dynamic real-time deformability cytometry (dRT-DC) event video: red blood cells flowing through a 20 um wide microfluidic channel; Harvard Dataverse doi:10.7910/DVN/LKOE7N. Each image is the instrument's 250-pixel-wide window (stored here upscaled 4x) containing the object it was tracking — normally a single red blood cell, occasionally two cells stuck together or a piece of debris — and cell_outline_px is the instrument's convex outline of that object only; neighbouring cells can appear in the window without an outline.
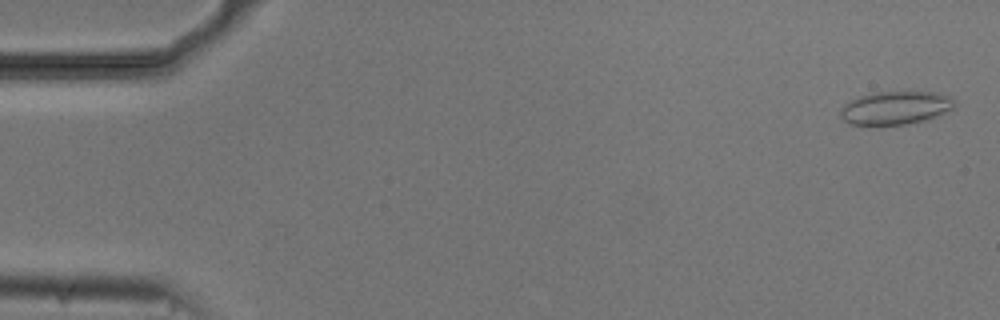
{"species": "common noctule bat (a hibernating species)", "species_latin": "Nyctalus noctula", "temperature_condition": "cold", "stored_images_in_passage": 54, "camera_frame_rate_fps": 3000, "um_per_image_px": 0.085, "animal": {"sex": "male", "body_mass_g": 20.5, "forearm_length_mm": 52.5}, "frame": {"image": 1, "passage_image": 2, "time_ms": 0.333, "image_size_px": [1000, 320], "cell_outline_px": [[956, 104], [952, 108], [928, 120], [904, 124], [848, 124], [840, 116], [840, 112], [852, 100], [860, 96], [872, 92], [936, 92], [952, 96]], "centroid_in_image_um": [76.17, 9.16], "position_along_channel_um": 8.8, "area_um2": 21.79}}
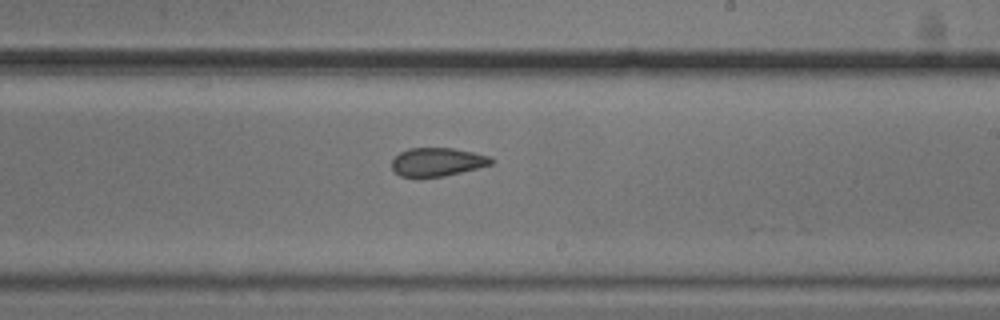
{"frame": {"image": 2, "passage_image": 32, "time_ms": 10.333, "image_size_px": [1000, 320], "cell_outline_px": [[492, 164], [444, 176], [416, 180], [400, 176], [392, 168], [392, 160], [400, 152], [408, 148], [452, 148], [472, 152], [488, 156], [492, 160]], "centroid_in_image_um": [37.09, 13.8], "position_along_channel_um": 251.9, "area_um2": 16.7}}
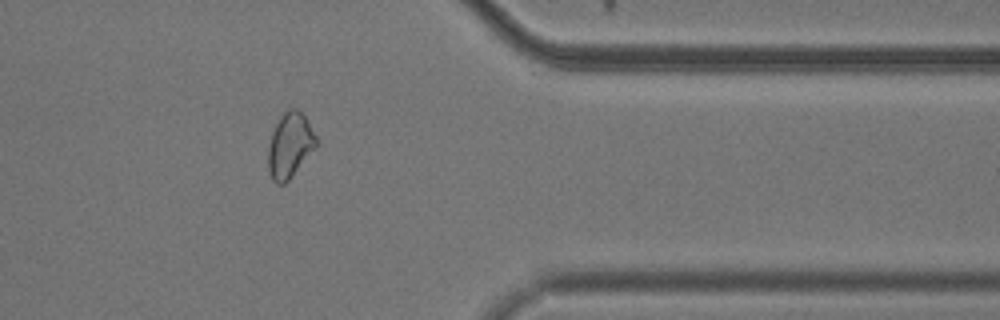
{"frame": {"image": 3, "passage_image": 44, "time_ms": 14.333, "image_size_px": [1000, 320], "cell_outline_px": [[316, 148], [288, 180], [284, 184], [276, 184], [272, 180], [268, 172], [268, 144], [272, 132], [280, 116], [288, 108], [296, 108], [308, 120], [316, 136]], "centroid_in_image_um": [24.62, 12.35], "position_along_channel_um": 386.8, "area_um2": 18.26}, "authors_computed_cell_mechanics": {"area_um2": 18.5538, "velocity_mm_per_s": 3.7514, "shape_relaxation_time_tau1_ms": null, "shape_relaxation_time_tau2_ms": 2.6068, "deformation_change_tau1": null, "deformation_change_tau2": 0.0753}}